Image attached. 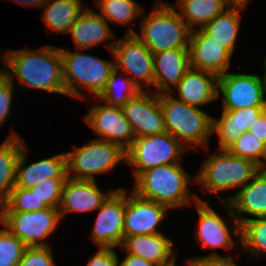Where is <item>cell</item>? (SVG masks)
I'll list each match as a JSON object with an SVG mask.
<instances>
[{"label":"cell","instance_id":"cell-1","mask_svg":"<svg viewBox=\"0 0 266 266\" xmlns=\"http://www.w3.org/2000/svg\"><path fill=\"white\" fill-rule=\"evenodd\" d=\"M6 53L3 61L23 86L66 95L60 48L46 46L37 52L12 50Z\"/></svg>","mask_w":266,"mask_h":266},{"label":"cell","instance_id":"cell-2","mask_svg":"<svg viewBox=\"0 0 266 266\" xmlns=\"http://www.w3.org/2000/svg\"><path fill=\"white\" fill-rule=\"evenodd\" d=\"M188 180L180 163L160 165L140 173L133 192L168 208L180 207L190 201Z\"/></svg>","mask_w":266,"mask_h":266},{"label":"cell","instance_id":"cell-3","mask_svg":"<svg viewBox=\"0 0 266 266\" xmlns=\"http://www.w3.org/2000/svg\"><path fill=\"white\" fill-rule=\"evenodd\" d=\"M158 4V8L144 17L141 35L132 29L128 34H135L153 54L175 48H188L192 30L174 6L165 2Z\"/></svg>","mask_w":266,"mask_h":266},{"label":"cell","instance_id":"cell-4","mask_svg":"<svg viewBox=\"0 0 266 266\" xmlns=\"http://www.w3.org/2000/svg\"><path fill=\"white\" fill-rule=\"evenodd\" d=\"M160 106L166 132L191 147H195L196 144L204 146L207 143L208 137L212 134V117L207 113L173 98L170 92H160Z\"/></svg>","mask_w":266,"mask_h":266},{"label":"cell","instance_id":"cell-5","mask_svg":"<svg viewBox=\"0 0 266 266\" xmlns=\"http://www.w3.org/2000/svg\"><path fill=\"white\" fill-rule=\"evenodd\" d=\"M60 51L63 60V80L66 95L76 98L83 97L84 94L77 89V84L99 96L115 68V63L61 48Z\"/></svg>","mask_w":266,"mask_h":266},{"label":"cell","instance_id":"cell-6","mask_svg":"<svg viewBox=\"0 0 266 266\" xmlns=\"http://www.w3.org/2000/svg\"><path fill=\"white\" fill-rule=\"evenodd\" d=\"M221 151L205 161L196 178V182L207 187L210 192L244 187L261 169L251 160L232 155L227 150Z\"/></svg>","mask_w":266,"mask_h":266},{"label":"cell","instance_id":"cell-7","mask_svg":"<svg viewBox=\"0 0 266 266\" xmlns=\"http://www.w3.org/2000/svg\"><path fill=\"white\" fill-rule=\"evenodd\" d=\"M74 148L66 153L67 176L70 178L95 180L93 174L111 170L122 158L126 163V150L112 142L96 139ZM70 172L77 176H70Z\"/></svg>","mask_w":266,"mask_h":266},{"label":"cell","instance_id":"cell-8","mask_svg":"<svg viewBox=\"0 0 266 266\" xmlns=\"http://www.w3.org/2000/svg\"><path fill=\"white\" fill-rule=\"evenodd\" d=\"M184 147V144L166 131L138 137L126 150V163L133 166L136 178L148 169L165 164L180 163L181 160L178 158L185 150Z\"/></svg>","mask_w":266,"mask_h":266},{"label":"cell","instance_id":"cell-9","mask_svg":"<svg viewBox=\"0 0 266 266\" xmlns=\"http://www.w3.org/2000/svg\"><path fill=\"white\" fill-rule=\"evenodd\" d=\"M59 208L48 207L32 212L1 211L0 222L27 247L48 246L44 242L60 220Z\"/></svg>","mask_w":266,"mask_h":266},{"label":"cell","instance_id":"cell-10","mask_svg":"<svg viewBox=\"0 0 266 266\" xmlns=\"http://www.w3.org/2000/svg\"><path fill=\"white\" fill-rule=\"evenodd\" d=\"M217 85L224 96L223 110L266 107V76L225 73L218 77Z\"/></svg>","mask_w":266,"mask_h":266},{"label":"cell","instance_id":"cell-11","mask_svg":"<svg viewBox=\"0 0 266 266\" xmlns=\"http://www.w3.org/2000/svg\"><path fill=\"white\" fill-rule=\"evenodd\" d=\"M124 39L109 44L114 58L119 62L115 63L116 69H122L134 76L131 81L140 89L141 84L136 79H143L146 85H154V62L153 53L136 37L135 34H127ZM137 77V78H136ZM135 80V81H134Z\"/></svg>","mask_w":266,"mask_h":266},{"label":"cell","instance_id":"cell-12","mask_svg":"<svg viewBox=\"0 0 266 266\" xmlns=\"http://www.w3.org/2000/svg\"><path fill=\"white\" fill-rule=\"evenodd\" d=\"M126 191L118 189L98 208L99 213L92 231L93 240L101 248L120 246L124 238Z\"/></svg>","mask_w":266,"mask_h":266},{"label":"cell","instance_id":"cell-13","mask_svg":"<svg viewBox=\"0 0 266 266\" xmlns=\"http://www.w3.org/2000/svg\"><path fill=\"white\" fill-rule=\"evenodd\" d=\"M140 91L135 97L121 107L123 114L130 123L135 138L165 132L164 115L160 106V91L152 94Z\"/></svg>","mask_w":266,"mask_h":266},{"label":"cell","instance_id":"cell-14","mask_svg":"<svg viewBox=\"0 0 266 266\" xmlns=\"http://www.w3.org/2000/svg\"><path fill=\"white\" fill-rule=\"evenodd\" d=\"M85 120L93 131L101 136L99 140L118 144L125 150L132 145L135 139L131 125L125 118L121 107L94 106L85 117Z\"/></svg>","mask_w":266,"mask_h":266},{"label":"cell","instance_id":"cell-15","mask_svg":"<svg viewBox=\"0 0 266 266\" xmlns=\"http://www.w3.org/2000/svg\"><path fill=\"white\" fill-rule=\"evenodd\" d=\"M194 31L191 32L188 45L190 67L218 76L225 74L232 53L201 29Z\"/></svg>","mask_w":266,"mask_h":266},{"label":"cell","instance_id":"cell-16","mask_svg":"<svg viewBox=\"0 0 266 266\" xmlns=\"http://www.w3.org/2000/svg\"><path fill=\"white\" fill-rule=\"evenodd\" d=\"M126 197L124 236L158 234L156 227L165 216V205L141 198L135 192Z\"/></svg>","mask_w":266,"mask_h":266},{"label":"cell","instance_id":"cell-17","mask_svg":"<svg viewBox=\"0 0 266 266\" xmlns=\"http://www.w3.org/2000/svg\"><path fill=\"white\" fill-rule=\"evenodd\" d=\"M112 193L104 195L95 180L74 179L67 176L59 206L61 217L70 211L85 212L98 209Z\"/></svg>","mask_w":266,"mask_h":266},{"label":"cell","instance_id":"cell-18","mask_svg":"<svg viewBox=\"0 0 266 266\" xmlns=\"http://www.w3.org/2000/svg\"><path fill=\"white\" fill-rule=\"evenodd\" d=\"M26 150L24 145L16 164L15 187L32 189L44 180L67 178L66 153L42 159L22 169Z\"/></svg>","mask_w":266,"mask_h":266},{"label":"cell","instance_id":"cell-19","mask_svg":"<svg viewBox=\"0 0 266 266\" xmlns=\"http://www.w3.org/2000/svg\"><path fill=\"white\" fill-rule=\"evenodd\" d=\"M266 111V107H250L235 110H222L218 121L212 118V133L219 136L220 150H227L244 132Z\"/></svg>","mask_w":266,"mask_h":266},{"label":"cell","instance_id":"cell-20","mask_svg":"<svg viewBox=\"0 0 266 266\" xmlns=\"http://www.w3.org/2000/svg\"><path fill=\"white\" fill-rule=\"evenodd\" d=\"M120 246L125 247L128 254L141 257L156 266H165L175 260V256H172L173 242L162 233L124 236Z\"/></svg>","mask_w":266,"mask_h":266},{"label":"cell","instance_id":"cell-21","mask_svg":"<svg viewBox=\"0 0 266 266\" xmlns=\"http://www.w3.org/2000/svg\"><path fill=\"white\" fill-rule=\"evenodd\" d=\"M154 86L163 93L171 92L190 68L188 48H175L153 54Z\"/></svg>","mask_w":266,"mask_h":266},{"label":"cell","instance_id":"cell-22","mask_svg":"<svg viewBox=\"0 0 266 266\" xmlns=\"http://www.w3.org/2000/svg\"><path fill=\"white\" fill-rule=\"evenodd\" d=\"M218 77L212 72L198 69L195 71L190 67L175 86L180 96L177 100L194 107L214 100L220 93L213 83L217 84Z\"/></svg>","mask_w":266,"mask_h":266},{"label":"cell","instance_id":"cell-23","mask_svg":"<svg viewBox=\"0 0 266 266\" xmlns=\"http://www.w3.org/2000/svg\"><path fill=\"white\" fill-rule=\"evenodd\" d=\"M68 32L71 33L79 51L89 49L114 36L105 17L91 9L83 11Z\"/></svg>","mask_w":266,"mask_h":266},{"label":"cell","instance_id":"cell-24","mask_svg":"<svg viewBox=\"0 0 266 266\" xmlns=\"http://www.w3.org/2000/svg\"><path fill=\"white\" fill-rule=\"evenodd\" d=\"M229 210L246 212L257 218L266 217V170L261 168L253 180L247 183L236 195L228 198Z\"/></svg>","mask_w":266,"mask_h":266},{"label":"cell","instance_id":"cell-25","mask_svg":"<svg viewBox=\"0 0 266 266\" xmlns=\"http://www.w3.org/2000/svg\"><path fill=\"white\" fill-rule=\"evenodd\" d=\"M195 195V200L198 206V214L200 223L198 226V238L204 246L210 247H225L233 246L228 227L225 221Z\"/></svg>","mask_w":266,"mask_h":266},{"label":"cell","instance_id":"cell-26","mask_svg":"<svg viewBox=\"0 0 266 266\" xmlns=\"http://www.w3.org/2000/svg\"><path fill=\"white\" fill-rule=\"evenodd\" d=\"M244 7L245 5L233 4L200 29L233 53L240 25L239 11Z\"/></svg>","mask_w":266,"mask_h":266},{"label":"cell","instance_id":"cell-27","mask_svg":"<svg viewBox=\"0 0 266 266\" xmlns=\"http://www.w3.org/2000/svg\"><path fill=\"white\" fill-rule=\"evenodd\" d=\"M13 132L0 145V203L2 204L15 187L16 164L24 144ZM21 142V143H20Z\"/></svg>","mask_w":266,"mask_h":266},{"label":"cell","instance_id":"cell-28","mask_svg":"<svg viewBox=\"0 0 266 266\" xmlns=\"http://www.w3.org/2000/svg\"><path fill=\"white\" fill-rule=\"evenodd\" d=\"M178 8L186 18V25L193 31V25L202 27L222 14L232 4L228 0H180Z\"/></svg>","mask_w":266,"mask_h":266},{"label":"cell","instance_id":"cell-29","mask_svg":"<svg viewBox=\"0 0 266 266\" xmlns=\"http://www.w3.org/2000/svg\"><path fill=\"white\" fill-rule=\"evenodd\" d=\"M45 5L43 21L55 32L67 33L83 12L81 0H47Z\"/></svg>","mask_w":266,"mask_h":266},{"label":"cell","instance_id":"cell-30","mask_svg":"<svg viewBox=\"0 0 266 266\" xmlns=\"http://www.w3.org/2000/svg\"><path fill=\"white\" fill-rule=\"evenodd\" d=\"M230 214L236 220V234L240 236L241 244L246 246L252 254L266 252V217L242 218Z\"/></svg>","mask_w":266,"mask_h":266},{"label":"cell","instance_id":"cell-31","mask_svg":"<svg viewBox=\"0 0 266 266\" xmlns=\"http://www.w3.org/2000/svg\"><path fill=\"white\" fill-rule=\"evenodd\" d=\"M101 13L113 22L128 24L135 17L140 16L143 12L140 10L138 3L133 0H99L96 1Z\"/></svg>","mask_w":266,"mask_h":266},{"label":"cell","instance_id":"cell-32","mask_svg":"<svg viewBox=\"0 0 266 266\" xmlns=\"http://www.w3.org/2000/svg\"><path fill=\"white\" fill-rule=\"evenodd\" d=\"M118 72L119 71L116 68L112 70L110 77L106 82L105 88L98 97L105 100L109 106L122 107L128 102L130 98L135 97L142 90L137 85H135V83H133L130 78H125L123 79L121 84L123 91L119 92V94L115 93V89L119 85L117 84Z\"/></svg>","mask_w":266,"mask_h":266},{"label":"cell","instance_id":"cell-33","mask_svg":"<svg viewBox=\"0 0 266 266\" xmlns=\"http://www.w3.org/2000/svg\"><path fill=\"white\" fill-rule=\"evenodd\" d=\"M227 151L232 155L253 161L260 168L265 167L260 156L266 159V145L257 140L249 131L244 132Z\"/></svg>","mask_w":266,"mask_h":266},{"label":"cell","instance_id":"cell-34","mask_svg":"<svg viewBox=\"0 0 266 266\" xmlns=\"http://www.w3.org/2000/svg\"><path fill=\"white\" fill-rule=\"evenodd\" d=\"M2 211L32 212L48 208L32 189L14 187L9 197L2 203Z\"/></svg>","mask_w":266,"mask_h":266},{"label":"cell","instance_id":"cell-35","mask_svg":"<svg viewBox=\"0 0 266 266\" xmlns=\"http://www.w3.org/2000/svg\"><path fill=\"white\" fill-rule=\"evenodd\" d=\"M26 248L9 230H0V266H18Z\"/></svg>","mask_w":266,"mask_h":266},{"label":"cell","instance_id":"cell-36","mask_svg":"<svg viewBox=\"0 0 266 266\" xmlns=\"http://www.w3.org/2000/svg\"><path fill=\"white\" fill-rule=\"evenodd\" d=\"M66 179H48L36 184L32 190L48 207L59 208L62 188Z\"/></svg>","mask_w":266,"mask_h":266},{"label":"cell","instance_id":"cell-37","mask_svg":"<svg viewBox=\"0 0 266 266\" xmlns=\"http://www.w3.org/2000/svg\"><path fill=\"white\" fill-rule=\"evenodd\" d=\"M18 266H55L49 246L27 247Z\"/></svg>","mask_w":266,"mask_h":266},{"label":"cell","instance_id":"cell-38","mask_svg":"<svg viewBox=\"0 0 266 266\" xmlns=\"http://www.w3.org/2000/svg\"><path fill=\"white\" fill-rule=\"evenodd\" d=\"M8 71L0 72V126L9 114L12 102L13 78Z\"/></svg>","mask_w":266,"mask_h":266},{"label":"cell","instance_id":"cell-39","mask_svg":"<svg viewBox=\"0 0 266 266\" xmlns=\"http://www.w3.org/2000/svg\"><path fill=\"white\" fill-rule=\"evenodd\" d=\"M118 258L112 248H101L87 266H118Z\"/></svg>","mask_w":266,"mask_h":266},{"label":"cell","instance_id":"cell-40","mask_svg":"<svg viewBox=\"0 0 266 266\" xmlns=\"http://www.w3.org/2000/svg\"><path fill=\"white\" fill-rule=\"evenodd\" d=\"M189 266H236L230 257H221L213 253L210 256L191 259Z\"/></svg>","mask_w":266,"mask_h":266},{"label":"cell","instance_id":"cell-41","mask_svg":"<svg viewBox=\"0 0 266 266\" xmlns=\"http://www.w3.org/2000/svg\"><path fill=\"white\" fill-rule=\"evenodd\" d=\"M249 132L266 145V111L256 120Z\"/></svg>","mask_w":266,"mask_h":266},{"label":"cell","instance_id":"cell-42","mask_svg":"<svg viewBox=\"0 0 266 266\" xmlns=\"http://www.w3.org/2000/svg\"><path fill=\"white\" fill-rule=\"evenodd\" d=\"M118 266H154V264L141 257L128 254L121 264H118Z\"/></svg>","mask_w":266,"mask_h":266},{"label":"cell","instance_id":"cell-43","mask_svg":"<svg viewBox=\"0 0 266 266\" xmlns=\"http://www.w3.org/2000/svg\"><path fill=\"white\" fill-rule=\"evenodd\" d=\"M15 2H18L20 4H25V5H38V6H45L47 0H14ZM36 4V5H35Z\"/></svg>","mask_w":266,"mask_h":266},{"label":"cell","instance_id":"cell-44","mask_svg":"<svg viewBox=\"0 0 266 266\" xmlns=\"http://www.w3.org/2000/svg\"><path fill=\"white\" fill-rule=\"evenodd\" d=\"M232 5H246L248 0H228Z\"/></svg>","mask_w":266,"mask_h":266},{"label":"cell","instance_id":"cell-45","mask_svg":"<svg viewBox=\"0 0 266 266\" xmlns=\"http://www.w3.org/2000/svg\"><path fill=\"white\" fill-rule=\"evenodd\" d=\"M165 266H175V260L172 263L165 265Z\"/></svg>","mask_w":266,"mask_h":266}]
</instances>
